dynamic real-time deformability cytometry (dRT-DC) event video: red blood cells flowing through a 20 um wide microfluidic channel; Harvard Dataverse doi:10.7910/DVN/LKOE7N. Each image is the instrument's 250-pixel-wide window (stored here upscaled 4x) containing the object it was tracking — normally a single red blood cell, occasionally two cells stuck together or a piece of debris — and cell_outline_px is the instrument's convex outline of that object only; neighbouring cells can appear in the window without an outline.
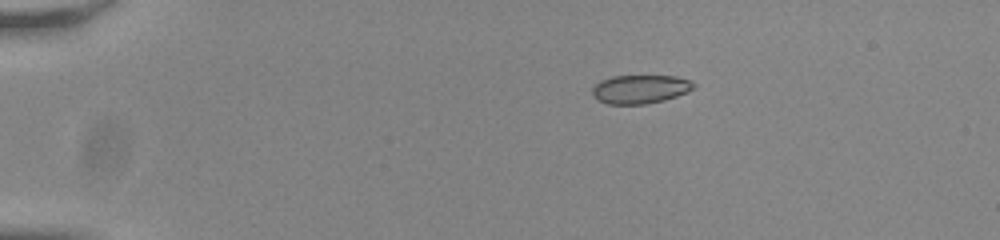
{"species": "common noctule bat (a hibernating species)", "species_latin": "Nyctalus noctula", "temperature_condition": "room temperature", "stored_images_in_passage": 44, "camera_frame_rate_fps": 3000, "um_per_image_px": 0.085, "animal": {"sex": "male", "body_mass_g": 20.0, "forearm_length_mm": 53.3}, "frame": {"image": 1, "passage_image": 1, "time_ms": 0.0, "image_size_px": [1000, 240], "cell_outline_px": [[696, 84], [692, 88], [676, 96], [664, 100], [644, 104], [608, 104], [600, 100], [592, 92], [592, 88], [600, 80], [612, 76], [676, 76], [688, 80]], "centroid_in_image_um": [54.39, 7.57], "position_along_channel_um": 30.6, "area_um2": 16.59}}
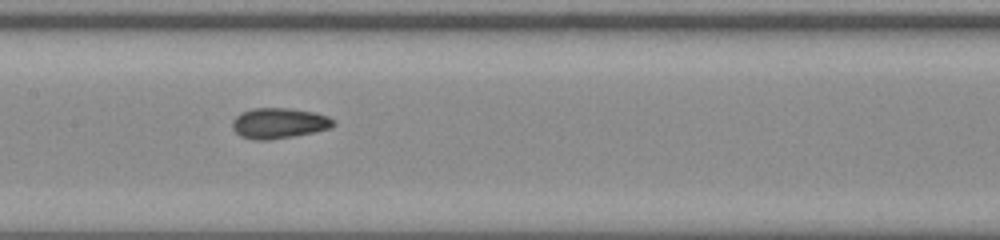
{"frame": {"image": 2, "passage_image": 19, "time_ms": 6.0, "image_size_px": [1000, 240], "cell_outline_px": [[336, 124], [328, 128], [312, 132], [292, 136], [268, 140], [256, 140], [240, 136], [232, 128], [232, 120], [240, 112], [252, 108], [288, 108], [316, 112], [328, 116]], "centroid_in_image_um": [23.67, 10.46], "position_along_channel_um": 183.7, "area_um2": 17.92}}
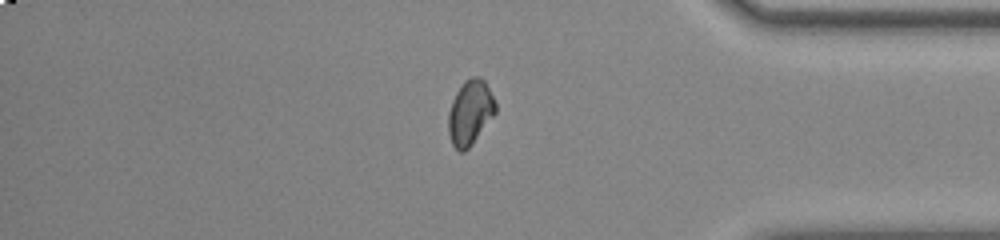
{"frame": {"image": 3, "passage_image": 37, "time_ms": 12.0, "image_size_px": [1000, 240], "cell_outline_px": [[496, 112], [472, 144], [464, 152], [460, 152], [452, 144], [448, 132], [448, 112], [452, 100], [456, 92], [464, 80], [472, 76], [480, 76], [484, 80], [496, 104]], "centroid_in_image_um": [39.94, 9.55], "position_along_channel_um": 395.3, "area_um2": 17.74}}